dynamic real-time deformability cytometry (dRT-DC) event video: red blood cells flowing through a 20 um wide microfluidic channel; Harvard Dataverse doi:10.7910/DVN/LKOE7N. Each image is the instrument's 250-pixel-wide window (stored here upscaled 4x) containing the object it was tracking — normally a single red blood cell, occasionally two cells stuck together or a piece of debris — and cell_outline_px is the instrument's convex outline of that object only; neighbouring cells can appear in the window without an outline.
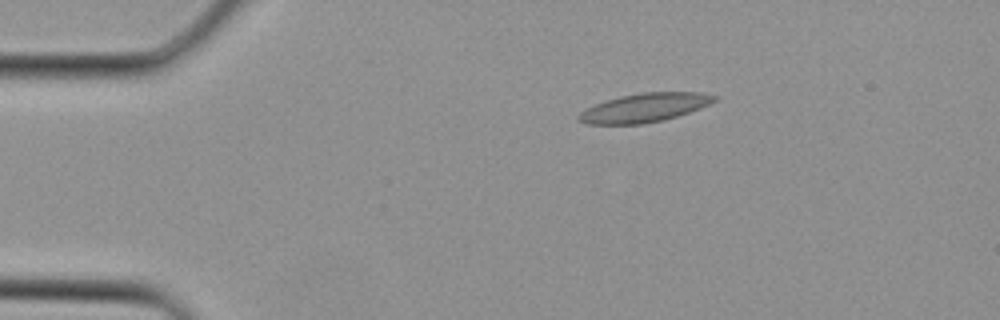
{"species": "Egyptian fruit bat (a non-hibernating species)", "species_latin": "Rousettus aegyptiacus", "temperature_condition": "cold", "stored_images_in_passage": 2, "camera_frame_rate_fps": 3000, "um_per_image_px": 0.085, "animal": {"sex": "female"}, "frame": {"image": 1, "passage_image": 2, "time_ms": 0.333, "image_size_px": [1000, 320], "cell_outline_px": [[720, 96], [716, 100], [700, 108], [664, 120], [640, 124], [588, 124], [576, 120], [576, 116], [580, 112], [596, 104], [620, 96], [644, 92], [704, 92]], "centroid_in_image_um": [54.8, 9.15], "position_along_channel_um": 30.2, "area_um2": 22.66}}